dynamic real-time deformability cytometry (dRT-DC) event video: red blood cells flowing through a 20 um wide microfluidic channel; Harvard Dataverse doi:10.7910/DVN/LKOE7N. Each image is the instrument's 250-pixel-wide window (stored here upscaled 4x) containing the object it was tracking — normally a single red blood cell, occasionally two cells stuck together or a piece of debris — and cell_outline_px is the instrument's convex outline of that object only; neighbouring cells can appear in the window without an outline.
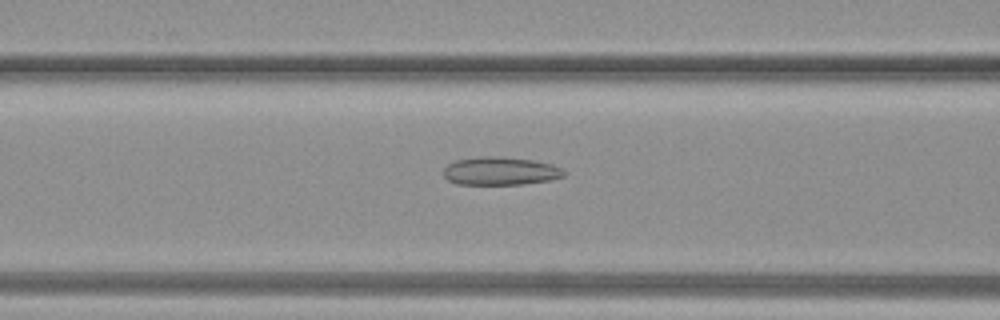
{"species": "common noctule bat (a hibernating species)", "species_latin": "Nyctalus noctula", "temperature_condition": "warm", "stored_images_in_passage": 39, "camera_frame_rate_fps": 3000, "um_per_image_px": 0.085, "animal": {"sex": "female", "body_mass_g": 19.3, "forearm_length_mm": 54.1}, "frame": {"image": 1, "passage_image": 16, "time_ms": 5.0, "image_size_px": [1000, 320], "cell_outline_px": [[564, 176], [548, 180], [524, 184], [456, 184], [448, 180], [444, 176], [444, 168], [448, 164], [456, 160], [480, 156], [504, 156], [532, 160], [552, 164], [564, 168]], "centroid_in_image_um": [42.53, 14.53], "position_along_channel_um": 124.1, "area_um2": 19.83}}
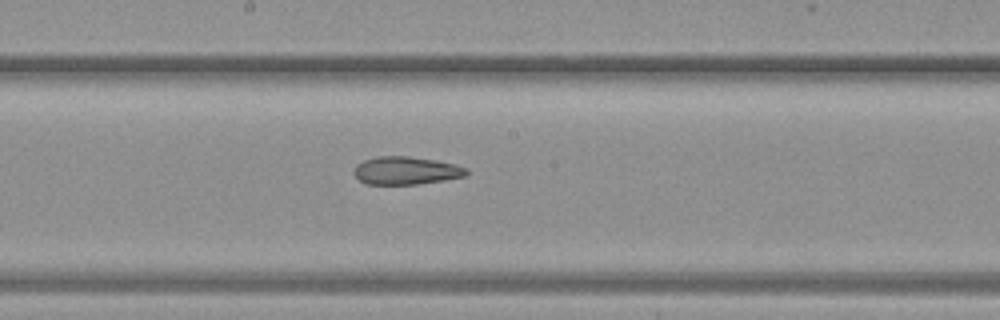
{"frame": {"image": 2, "passage_image": 21, "time_ms": 6.667, "image_size_px": [1000, 320], "cell_outline_px": [[468, 176], [444, 180], [416, 184], [364, 184], [352, 172], [356, 164], [364, 160], [376, 156], [408, 156], [436, 160], [456, 164], [468, 168]], "centroid_in_image_um": [34.52, 14.49], "position_along_channel_um": 213.7, "area_um2": 18.5}}
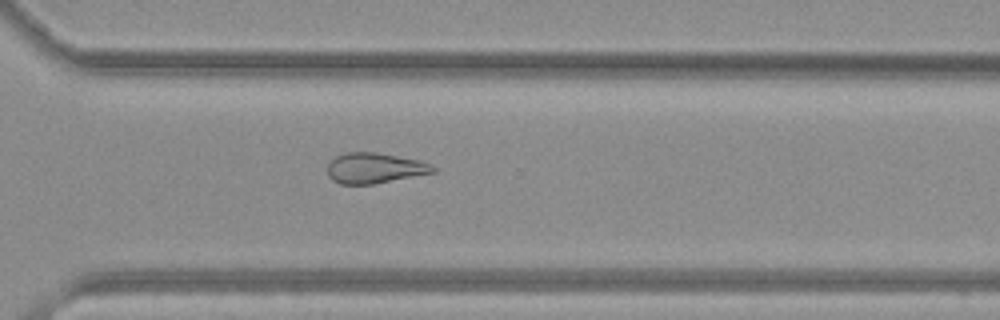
{"frame": {"image": 3, "passage_image": 28, "time_ms": 9.0, "image_size_px": [1000, 320], "cell_outline_px": [[436, 172], [376, 184], [340, 184], [332, 180], [328, 176], [328, 164], [336, 156], [348, 152], [376, 152], [420, 160], [432, 164], [436, 168]], "centroid_in_image_um": [31.87, 14.29], "position_along_channel_um": 338.7, "area_um2": 18.9}}